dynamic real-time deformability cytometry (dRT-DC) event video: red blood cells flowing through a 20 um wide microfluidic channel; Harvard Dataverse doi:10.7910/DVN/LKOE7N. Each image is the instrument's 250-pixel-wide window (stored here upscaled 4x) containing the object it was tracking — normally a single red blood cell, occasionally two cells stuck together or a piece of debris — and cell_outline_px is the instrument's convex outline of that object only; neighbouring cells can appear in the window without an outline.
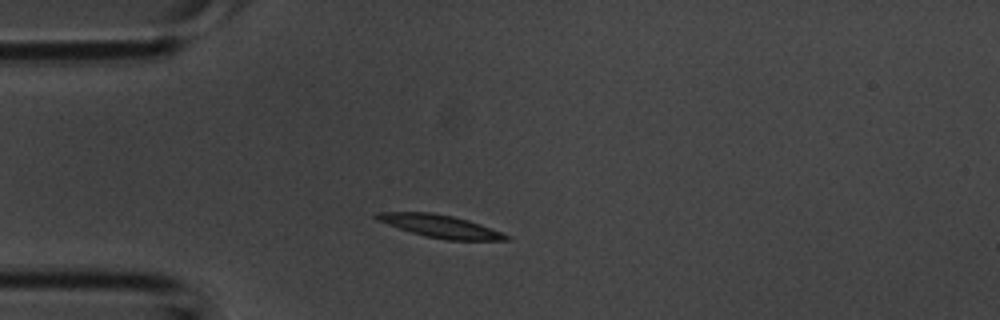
{"species": "common noctule bat (a hibernating species)", "species_latin": "Nyctalus noctula", "temperature_condition": "room temperature", "stored_images_in_passage": 33, "camera_frame_rate_fps": 3000, "um_per_image_px": 0.085, "animal": {"sex": "male", "body_mass_g": 20.1, "forearm_length_mm": 53.5}, "frame": {"image": 1, "passage_image": 1, "time_ms": 0.0, "image_size_px": [1000, 320], "cell_outline_px": [[512, 240], [448, 240], [424, 236], [376, 220], [372, 216], [376, 212], [432, 212], [452, 216], [468, 220], [480, 224], [512, 236]], "centroid_in_image_um": [37.44, 19.23], "position_along_channel_um": 47.6, "area_um2": 17.11}}
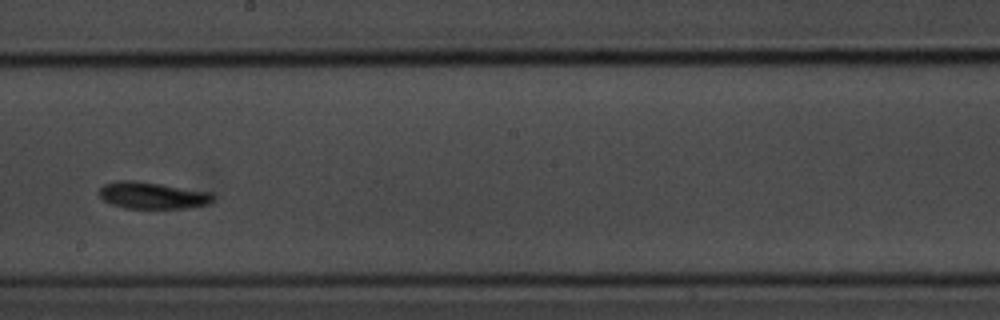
{"frame": {"image": 2, "passage_image": 14, "time_ms": 4.333, "image_size_px": [1000, 320], "cell_outline_px": [[216, 200], [208, 204], [184, 208], [124, 208], [112, 204], [104, 200], [96, 192], [104, 184], [116, 180], [136, 180], [212, 192], [216, 196]], "centroid_in_image_um": [12.97, 16.6], "position_along_channel_um": 235.2, "area_um2": 18.03}}
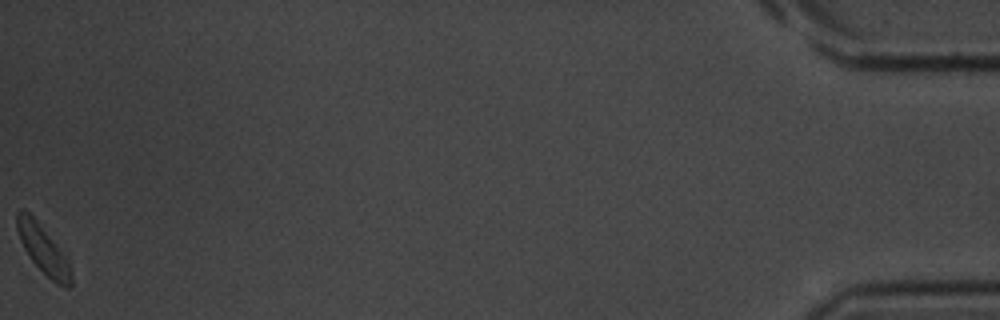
{"frame": {"image": 3, "passage_image": 33, "time_ms": 10.667, "image_size_px": [1000, 320], "cell_outline_px": [[72, 284], [68, 288], [64, 288], [56, 284], [28, 256], [20, 240], [16, 228], [16, 212], [20, 208], [24, 208], [36, 220], [56, 244], [68, 260], [72, 272]], "centroid_in_image_um": [3.66, 21.2], "position_along_channel_um": 431.5, "area_um2": 15.14}}